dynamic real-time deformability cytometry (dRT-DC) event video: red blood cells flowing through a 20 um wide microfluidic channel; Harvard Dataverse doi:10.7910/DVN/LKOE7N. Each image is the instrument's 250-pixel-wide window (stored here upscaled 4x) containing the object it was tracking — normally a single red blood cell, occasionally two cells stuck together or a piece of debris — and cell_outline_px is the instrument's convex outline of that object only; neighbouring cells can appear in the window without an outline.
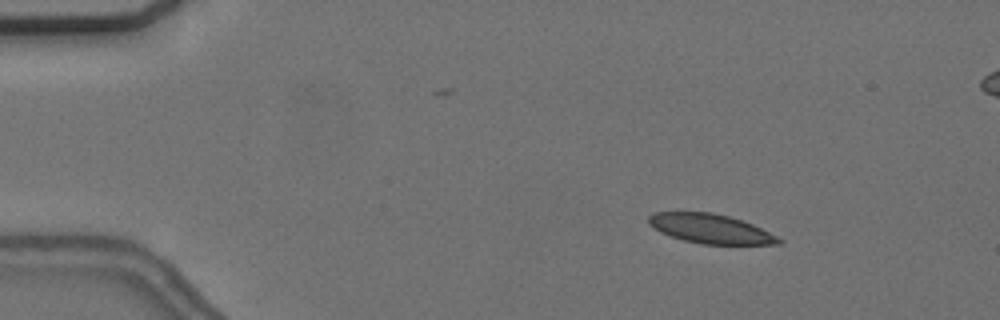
{"species": "common noctule bat (a hibernating species)", "species_latin": "Nyctalus noctula", "temperature_condition": "cold", "stored_images_in_passage": 50, "camera_frame_rate_fps": 3000, "um_per_image_px": 0.085, "animal": {"sex": "female", "body_mass_g": 24.6, "forearm_length_mm": 56.2}, "frame": {"image": 1, "passage_image": 1, "time_ms": 0.0, "image_size_px": [1000, 320], "cell_outline_px": [[784, 240], [780, 244], [704, 244], [684, 240], [660, 232], [648, 224], [648, 216], [652, 212], [712, 212], [728, 216], [752, 224]], "centroid_in_image_um": [60.36, 19.43], "position_along_channel_um": 24.6, "area_um2": 22.02}, "authors_computed_cell_mechanics": {"area_um2": 23.0911, "velocity_mm_per_s": 3.6417, "shape_relaxation_time_tau1_ms": 5.3273, "shape_relaxation_time_tau2_ms": 1.4319, "deformation_change_tau1": 0.1253, "deformation_change_tau2": 0.0733}}